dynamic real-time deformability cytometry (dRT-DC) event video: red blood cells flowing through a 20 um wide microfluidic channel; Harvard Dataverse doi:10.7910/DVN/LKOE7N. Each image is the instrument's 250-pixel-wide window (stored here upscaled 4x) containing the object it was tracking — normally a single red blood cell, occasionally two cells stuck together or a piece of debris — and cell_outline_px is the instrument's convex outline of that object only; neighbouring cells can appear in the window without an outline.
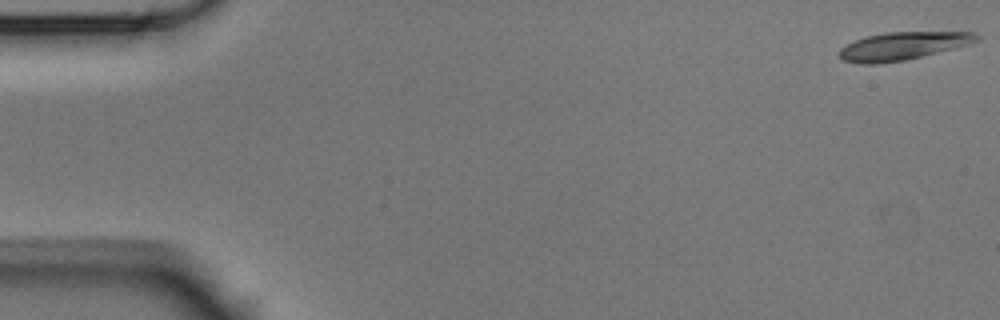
{"species": "Egyptian fruit bat (a non-hibernating species)", "species_latin": "Rousettus aegyptiacus", "temperature_condition": "room temperature", "stored_images_in_passage": 5, "camera_frame_rate_fps": 3000, "um_per_image_px": 0.085, "animal": {"sex": "male"}, "frame": {"image": 1, "passage_image": 1, "time_ms": 0.0, "image_size_px": [1000, 320], "cell_outline_px": [[980, 36], [976, 40], [968, 44], [904, 60], [876, 64], [860, 64], [844, 60], [840, 56], [840, 48], [856, 40], [868, 36], [884, 32], [972, 32]], "centroid_in_image_um": [76.69, 3.9], "position_along_channel_um": 8.3, "area_um2": 21.73}}
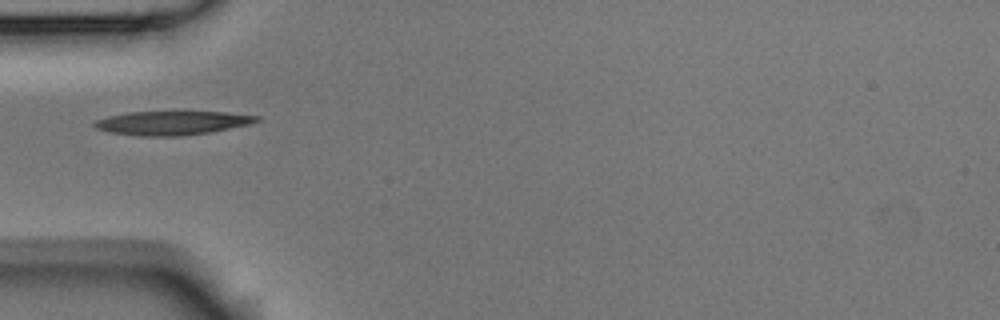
{"frame": {"image": 2, "passage_image": 5, "time_ms": 1.333, "image_size_px": [1000, 320], "cell_outline_px": [[260, 120], [248, 124], [212, 132], [180, 136], [140, 136], [108, 132], [96, 128], [92, 124], [96, 120], [108, 116], [128, 112], [224, 112], [260, 116]], "centroid_in_image_um": [14.61, 10.45], "position_along_channel_um": 70.4, "area_um2": 22.48}}